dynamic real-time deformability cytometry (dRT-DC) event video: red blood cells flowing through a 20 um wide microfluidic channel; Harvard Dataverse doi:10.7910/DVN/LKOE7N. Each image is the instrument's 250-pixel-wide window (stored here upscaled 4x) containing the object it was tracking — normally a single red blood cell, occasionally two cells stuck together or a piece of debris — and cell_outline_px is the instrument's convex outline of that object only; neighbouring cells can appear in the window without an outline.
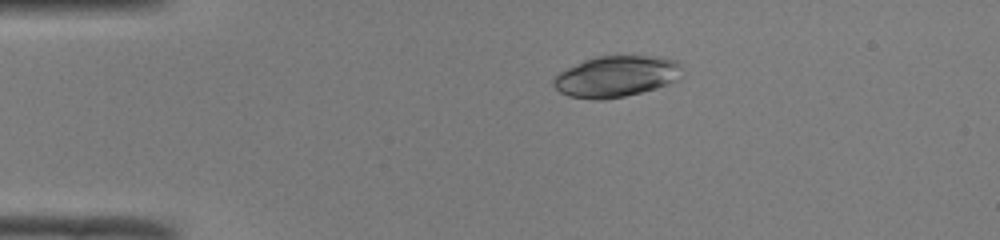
{"species": "common noctule bat (a hibernating species)", "species_latin": "Nyctalus noctula", "temperature_condition": "room temperature", "stored_images_in_passage": 40, "camera_frame_rate_fps": 3000, "um_per_image_px": 0.085, "animal": {"sex": "male", "body_mass_g": 19.0, "forearm_length_mm": 50.8}, "frame": {"image": 1, "passage_image": 1, "time_ms": 0.0, "image_size_px": [1000, 240], "cell_outline_px": [[684, 76], [668, 84], [656, 88], [624, 96], [600, 100], [596, 100], [568, 96], [560, 92], [552, 84], [552, 80], [560, 72], [584, 60], [596, 56], [660, 56], [676, 60], [680, 64]], "centroid_in_image_um": [52.41, 6.49], "position_along_channel_um": 32.6, "area_um2": 30.92}}
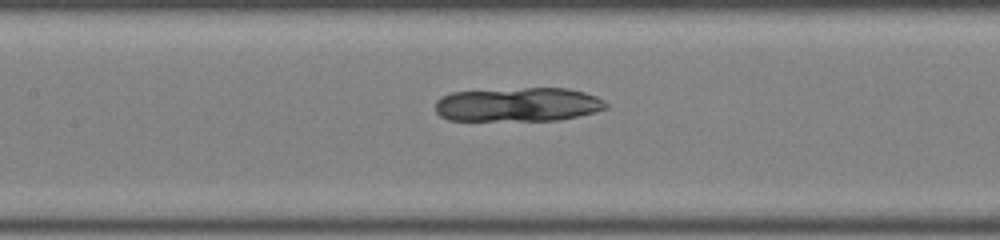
{"frame": {"image": 2, "passage_image": 14, "time_ms": 4.333, "image_size_px": [1000, 240], "cell_outline_px": [[608, 108], [576, 116], [556, 120], [448, 120], [440, 116], [436, 112], [436, 100], [440, 96], [452, 92], [524, 88], [568, 88], [584, 92], [596, 96], [604, 100], [608, 104]], "centroid_in_image_um": [44.02, 8.88], "position_along_channel_um": 163.4, "area_um2": 33.76}}